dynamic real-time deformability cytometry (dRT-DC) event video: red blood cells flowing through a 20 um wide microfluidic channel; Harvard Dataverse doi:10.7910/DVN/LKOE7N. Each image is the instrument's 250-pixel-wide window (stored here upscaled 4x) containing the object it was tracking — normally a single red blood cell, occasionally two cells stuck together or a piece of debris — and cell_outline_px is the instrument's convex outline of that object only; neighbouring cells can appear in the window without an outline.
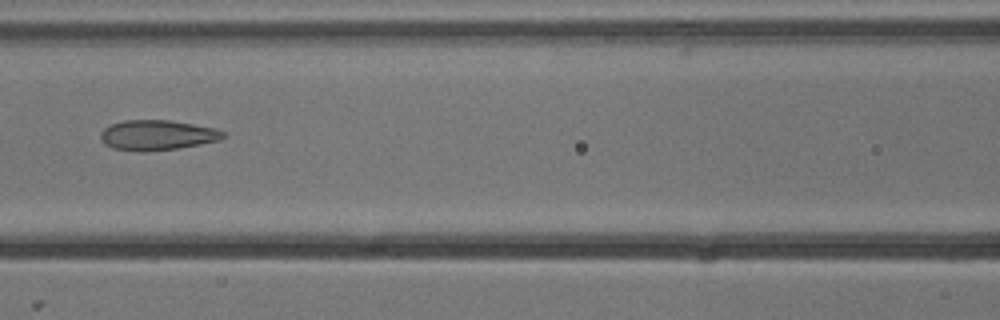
{"species": "common noctule bat (a hibernating species)", "species_latin": "Nyctalus noctula", "temperature_condition": "cold", "stored_images_in_passage": 7, "camera_frame_rate_fps": 3000, "um_per_image_px": 0.085, "animal": {"sex": "male", "body_mass_g": 13.3}, "frame": {"image": 1, "passage_image": 7, "time_ms": 2.0, "image_size_px": [1000, 320], "cell_outline_px": [[224, 136], [220, 140], [200, 144], [176, 148], [144, 152], [136, 152], [112, 148], [104, 144], [100, 136], [100, 132], [104, 128], [112, 124], [124, 120], [168, 120], [216, 128], [224, 132]], "centroid_in_image_um": [13.33, 11.49], "position_along_channel_um": 153.3, "area_um2": 21.5}}